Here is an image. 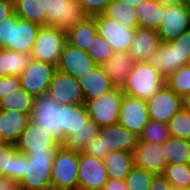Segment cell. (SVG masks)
Here are the masks:
<instances>
[{
  "mask_svg": "<svg viewBox=\"0 0 190 190\" xmlns=\"http://www.w3.org/2000/svg\"><path fill=\"white\" fill-rule=\"evenodd\" d=\"M136 61L129 52H114L102 65L115 86L121 87L128 74L134 68Z\"/></svg>",
  "mask_w": 190,
  "mask_h": 190,
  "instance_id": "cell-24",
  "label": "cell"
},
{
  "mask_svg": "<svg viewBox=\"0 0 190 190\" xmlns=\"http://www.w3.org/2000/svg\"><path fill=\"white\" fill-rule=\"evenodd\" d=\"M181 100H182V109L190 113V93L182 96Z\"/></svg>",
  "mask_w": 190,
  "mask_h": 190,
  "instance_id": "cell-51",
  "label": "cell"
},
{
  "mask_svg": "<svg viewBox=\"0 0 190 190\" xmlns=\"http://www.w3.org/2000/svg\"><path fill=\"white\" fill-rule=\"evenodd\" d=\"M102 190H127L125 179L109 178Z\"/></svg>",
  "mask_w": 190,
  "mask_h": 190,
  "instance_id": "cell-49",
  "label": "cell"
},
{
  "mask_svg": "<svg viewBox=\"0 0 190 190\" xmlns=\"http://www.w3.org/2000/svg\"><path fill=\"white\" fill-rule=\"evenodd\" d=\"M123 96L121 87L115 86L101 97L86 102L85 106L90 120L99 127L118 123Z\"/></svg>",
  "mask_w": 190,
  "mask_h": 190,
  "instance_id": "cell-8",
  "label": "cell"
},
{
  "mask_svg": "<svg viewBox=\"0 0 190 190\" xmlns=\"http://www.w3.org/2000/svg\"><path fill=\"white\" fill-rule=\"evenodd\" d=\"M137 27L157 30L164 17L161 0H145L136 7Z\"/></svg>",
  "mask_w": 190,
  "mask_h": 190,
  "instance_id": "cell-26",
  "label": "cell"
},
{
  "mask_svg": "<svg viewBox=\"0 0 190 190\" xmlns=\"http://www.w3.org/2000/svg\"><path fill=\"white\" fill-rule=\"evenodd\" d=\"M66 42V32L55 26H42L31 52L32 59L57 67Z\"/></svg>",
  "mask_w": 190,
  "mask_h": 190,
  "instance_id": "cell-7",
  "label": "cell"
},
{
  "mask_svg": "<svg viewBox=\"0 0 190 190\" xmlns=\"http://www.w3.org/2000/svg\"><path fill=\"white\" fill-rule=\"evenodd\" d=\"M146 104L149 118L165 124L182 108L181 96L165 84L154 96L146 99Z\"/></svg>",
  "mask_w": 190,
  "mask_h": 190,
  "instance_id": "cell-14",
  "label": "cell"
},
{
  "mask_svg": "<svg viewBox=\"0 0 190 190\" xmlns=\"http://www.w3.org/2000/svg\"><path fill=\"white\" fill-rule=\"evenodd\" d=\"M96 21L97 33L112 47L114 52H129L134 39L135 29H126V26L104 14L93 16Z\"/></svg>",
  "mask_w": 190,
  "mask_h": 190,
  "instance_id": "cell-9",
  "label": "cell"
},
{
  "mask_svg": "<svg viewBox=\"0 0 190 190\" xmlns=\"http://www.w3.org/2000/svg\"><path fill=\"white\" fill-rule=\"evenodd\" d=\"M90 121L85 104L62 105L61 135L63 139L86 126Z\"/></svg>",
  "mask_w": 190,
  "mask_h": 190,
  "instance_id": "cell-25",
  "label": "cell"
},
{
  "mask_svg": "<svg viewBox=\"0 0 190 190\" xmlns=\"http://www.w3.org/2000/svg\"><path fill=\"white\" fill-rule=\"evenodd\" d=\"M21 87L19 76L9 75L0 77V99Z\"/></svg>",
  "mask_w": 190,
  "mask_h": 190,
  "instance_id": "cell-45",
  "label": "cell"
},
{
  "mask_svg": "<svg viewBox=\"0 0 190 190\" xmlns=\"http://www.w3.org/2000/svg\"><path fill=\"white\" fill-rule=\"evenodd\" d=\"M25 164H27V155L17 151L11 157V165L10 171H8V178L19 182L24 175Z\"/></svg>",
  "mask_w": 190,
  "mask_h": 190,
  "instance_id": "cell-43",
  "label": "cell"
},
{
  "mask_svg": "<svg viewBox=\"0 0 190 190\" xmlns=\"http://www.w3.org/2000/svg\"><path fill=\"white\" fill-rule=\"evenodd\" d=\"M40 26L15 14L0 23V45L16 52H32Z\"/></svg>",
  "mask_w": 190,
  "mask_h": 190,
  "instance_id": "cell-1",
  "label": "cell"
},
{
  "mask_svg": "<svg viewBox=\"0 0 190 190\" xmlns=\"http://www.w3.org/2000/svg\"><path fill=\"white\" fill-rule=\"evenodd\" d=\"M149 190H173V186L163 175H154Z\"/></svg>",
  "mask_w": 190,
  "mask_h": 190,
  "instance_id": "cell-47",
  "label": "cell"
},
{
  "mask_svg": "<svg viewBox=\"0 0 190 190\" xmlns=\"http://www.w3.org/2000/svg\"><path fill=\"white\" fill-rule=\"evenodd\" d=\"M169 44L180 53V67L187 65L190 58V29Z\"/></svg>",
  "mask_w": 190,
  "mask_h": 190,
  "instance_id": "cell-41",
  "label": "cell"
},
{
  "mask_svg": "<svg viewBox=\"0 0 190 190\" xmlns=\"http://www.w3.org/2000/svg\"><path fill=\"white\" fill-rule=\"evenodd\" d=\"M18 182L14 179H10L5 175L0 176V190H16L18 189Z\"/></svg>",
  "mask_w": 190,
  "mask_h": 190,
  "instance_id": "cell-50",
  "label": "cell"
},
{
  "mask_svg": "<svg viewBox=\"0 0 190 190\" xmlns=\"http://www.w3.org/2000/svg\"><path fill=\"white\" fill-rule=\"evenodd\" d=\"M14 14L13 0H0V23Z\"/></svg>",
  "mask_w": 190,
  "mask_h": 190,
  "instance_id": "cell-48",
  "label": "cell"
},
{
  "mask_svg": "<svg viewBox=\"0 0 190 190\" xmlns=\"http://www.w3.org/2000/svg\"><path fill=\"white\" fill-rule=\"evenodd\" d=\"M82 152L104 160V145L98 136L91 139Z\"/></svg>",
  "mask_w": 190,
  "mask_h": 190,
  "instance_id": "cell-46",
  "label": "cell"
},
{
  "mask_svg": "<svg viewBox=\"0 0 190 190\" xmlns=\"http://www.w3.org/2000/svg\"><path fill=\"white\" fill-rule=\"evenodd\" d=\"M99 129L100 127L90 120L84 128L67 135L61 146L68 150L83 151L89 141L98 136Z\"/></svg>",
  "mask_w": 190,
  "mask_h": 190,
  "instance_id": "cell-34",
  "label": "cell"
},
{
  "mask_svg": "<svg viewBox=\"0 0 190 190\" xmlns=\"http://www.w3.org/2000/svg\"><path fill=\"white\" fill-rule=\"evenodd\" d=\"M57 67L42 61L32 60L19 75L21 87L34 98L47 94L49 84Z\"/></svg>",
  "mask_w": 190,
  "mask_h": 190,
  "instance_id": "cell-11",
  "label": "cell"
},
{
  "mask_svg": "<svg viewBox=\"0 0 190 190\" xmlns=\"http://www.w3.org/2000/svg\"><path fill=\"white\" fill-rule=\"evenodd\" d=\"M132 154L135 167L144 169L154 175H163L167 163L164 158L162 144L138 140Z\"/></svg>",
  "mask_w": 190,
  "mask_h": 190,
  "instance_id": "cell-17",
  "label": "cell"
},
{
  "mask_svg": "<svg viewBox=\"0 0 190 190\" xmlns=\"http://www.w3.org/2000/svg\"><path fill=\"white\" fill-rule=\"evenodd\" d=\"M164 84L165 78L159 71L147 61H140L135 63L121 90L126 95L146 100L154 96Z\"/></svg>",
  "mask_w": 190,
  "mask_h": 190,
  "instance_id": "cell-3",
  "label": "cell"
},
{
  "mask_svg": "<svg viewBox=\"0 0 190 190\" xmlns=\"http://www.w3.org/2000/svg\"><path fill=\"white\" fill-rule=\"evenodd\" d=\"M108 179L104 160L79 151L78 189L102 190Z\"/></svg>",
  "mask_w": 190,
  "mask_h": 190,
  "instance_id": "cell-12",
  "label": "cell"
},
{
  "mask_svg": "<svg viewBox=\"0 0 190 190\" xmlns=\"http://www.w3.org/2000/svg\"><path fill=\"white\" fill-rule=\"evenodd\" d=\"M31 52H16L4 48L0 55V77L19 76L32 61Z\"/></svg>",
  "mask_w": 190,
  "mask_h": 190,
  "instance_id": "cell-28",
  "label": "cell"
},
{
  "mask_svg": "<svg viewBox=\"0 0 190 190\" xmlns=\"http://www.w3.org/2000/svg\"><path fill=\"white\" fill-rule=\"evenodd\" d=\"M96 66L97 64L86 51H82L66 42L61 52L57 70L78 80Z\"/></svg>",
  "mask_w": 190,
  "mask_h": 190,
  "instance_id": "cell-18",
  "label": "cell"
},
{
  "mask_svg": "<svg viewBox=\"0 0 190 190\" xmlns=\"http://www.w3.org/2000/svg\"><path fill=\"white\" fill-rule=\"evenodd\" d=\"M171 137L190 140V113L180 109L168 122Z\"/></svg>",
  "mask_w": 190,
  "mask_h": 190,
  "instance_id": "cell-38",
  "label": "cell"
},
{
  "mask_svg": "<svg viewBox=\"0 0 190 190\" xmlns=\"http://www.w3.org/2000/svg\"><path fill=\"white\" fill-rule=\"evenodd\" d=\"M30 123V114L0 110V142L15 144Z\"/></svg>",
  "mask_w": 190,
  "mask_h": 190,
  "instance_id": "cell-22",
  "label": "cell"
},
{
  "mask_svg": "<svg viewBox=\"0 0 190 190\" xmlns=\"http://www.w3.org/2000/svg\"><path fill=\"white\" fill-rule=\"evenodd\" d=\"M89 17L103 14L112 0H76Z\"/></svg>",
  "mask_w": 190,
  "mask_h": 190,
  "instance_id": "cell-44",
  "label": "cell"
},
{
  "mask_svg": "<svg viewBox=\"0 0 190 190\" xmlns=\"http://www.w3.org/2000/svg\"><path fill=\"white\" fill-rule=\"evenodd\" d=\"M86 53L97 65L102 66L114 54V51L110 44L97 34L87 47Z\"/></svg>",
  "mask_w": 190,
  "mask_h": 190,
  "instance_id": "cell-39",
  "label": "cell"
},
{
  "mask_svg": "<svg viewBox=\"0 0 190 190\" xmlns=\"http://www.w3.org/2000/svg\"><path fill=\"white\" fill-rule=\"evenodd\" d=\"M163 176L174 187H190V164H167Z\"/></svg>",
  "mask_w": 190,
  "mask_h": 190,
  "instance_id": "cell-35",
  "label": "cell"
},
{
  "mask_svg": "<svg viewBox=\"0 0 190 190\" xmlns=\"http://www.w3.org/2000/svg\"><path fill=\"white\" fill-rule=\"evenodd\" d=\"M165 4L186 5V0H161Z\"/></svg>",
  "mask_w": 190,
  "mask_h": 190,
  "instance_id": "cell-52",
  "label": "cell"
},
{
  "mask_svg": "<svg viewBox=\"0 0 190 190\" xmlns=\"http://www.w3.org/2000/svg\"><path fill=\"white\" fill-rule=\"evenodd\" d=\"M78 83L83 91L84 104L101 97L115 87L103 67L99 65L86 75L81 76Z\"/></svg>",
  "mask_w": 190,
  "mask_h": 190,
  "instance_id": "cell-20",
  "label": "cell"
},
{
  "mask_svg": "<svg viewBox=\"0 0 190 190\" xmlns=\"http://www.w3.org/2000/svg\"><path fill=\"white\" fill-rule=\"evenodd\" d=\"M186 6L190 8V0H186Z\"/></svg>",
  "mask_w": 190,
  "mask_h": 190,
  "instance_id": "cell-55",
  "label": "cell"
},
{
  "mask_svg": "<svg viewBox=\"0 0 190 190\" xmlns=\"http://www.w3.org/2000/svg\"><path fill=\"white\" fill-rule=\"evenodd\" d=\"M149 120L146 100L124 94L118 123L139 137Z\"/></svg>",
  "mask_w": 190,
  "mask_h": 190,
  "instance_id": "cell-15",
  "label": "cell"
},
{
  "mask_svg": "<svg viewBox=\"0 0 190 190\" xmlns=\"http://www.w3.org/2000/svg\"><path fill=\"white\" fill-rule=\"evenodd\" d=\"M147 63L166 79L180 68V53L169 43L161 42L158 50L151 55Z\"/></svg>",
  "mask_w": 190,
  "mask_h": 190,
  "instance_id": "cell-23",
  "label": "cell"
},
{
  "mask_svg": "<svg viewBox=\"0 0 190 190\" xmlns=\"http://www.w3.org/2000/svg\"><path fill=\"white\" fill-rule=\"evenodd\" d=\"M160 45L161 39L157 30L137 27L129 53L136 62L147 61Z\"/></svg>",
  "mask_w": 190,
  "mask_h": 190,
  "instance_id": "cell-21",
  "label": "cell"
},
{
  "mask_svg": "<svg viewBox=\"0 0 190 190\" xmlns=\"http://www.w3.org/2000/svg\"><path fill=\"white\" fill-rule=\"evenodd\" d=\"M162 147L167 164H190V140L170 136Z\"/></svg>",
  "mask_w": 190,
  "mask_h": 190,
  "instance_id": "cell-30",
  "label": "cell"
},
{
  "mask_svg": "<svg viewBox=\"0 0 190 190\" xmlns=\"http://www.w3.org/2000/svg\"><path fill=\"white\" fill-rule=\"evenodd\" d=\"M98 137L104 145V159L112 151L133 153L139 140L135 133L119 123L100 127Z\"/></svg>",
  "mask_w": 190,
  "mask_h": 190,
  "instance_id": "cell-16",
  "label": "cell"
},
{
  "mask_svg": "<svg viewBox=\"0 0 190 190\" xmlns=\"http://www.w3.org/2000/svg\"><path fill=\"white\" fill-rule=\"evenodd\" d=\"M18 152H46L47 148H58L61 143L41 126L29 123L15 143Z\"/></svg>",
  "mask_w": 190,
  "mask_h": 190,
  "instance_id": "cell-19",
  "label": "cell"
},
{
  "mask_svg": "<svg viewBox=\"0 0 190 190\" xmlns=\"http://www.w3.org/2000/svg\"><path fill=\"white\" fill-rule=\"evenodd\" d=\"M173 190H189V189H186V188H180V187H174V186H173Z\"/></svg>",
  "mask_w": 190,
  "mask_h": 190,
  "instance_id": "cell-54",
  "label": "cell"
},
{
  "mask_svg": "<svg viewBox=\"0 0 190 190\" xmlns=\"http://www.w3.org/2000/svg\"><path fill=\"white\" fill-rule=\"evenodd\" d=\"M14 14L23 20L47 26V16L42 14L41 1L39 0H13Z\"/></svg>",
  "mask_w": 190,
  "mask_h": 190,
  "instance_id": "cell-31",
  "label": "cell"
},
{
  "mask_svg": "<svg viewBox=\"0 0 190 190\" xmlns=\"http://www.w3.org/2000/svg\"><path fill=\"white\" fill-rule=\"evenodd\" d=\"M190 29V8L164 3V17L157 29L161 42L169 43Z\"/></svg>",
  "mask_w": 190,
  "mask_h": 190,
  "instance_id": "cell-10",
  "label": "cell"
},
{
  "mask_svg": "<svg viewBox=\"0 0 190 190\" xmlns=\"http://www.w3.org/2000/svg\"><path fill=\"white\" fill-rule=\"evenodd\" d=\"M108 177L125 179L134 167L133 154L125 151H112L104 159Z\"/></svg>",
  "mask_w": 190,
  "mask_h": 190,
  "instance_id": "cell-29",
  "label": "cell"
},
{
  "mask_svg": "<svg viewBox=\"0 0 190 190\" xmlns=\"http://www.w3.org/2000/svg\"><path fill=\"white\" fill-rule=\"evenodd\" d=\"M58 148H47L46 152L27 153L24 175L18 182L23 190H52L51 167Z\"/></svg>",
  "mask_w": 190,
  "mask_h": 190,
  "instance_id": "cell-2",
  "label": "cell"
},
{
  "mask_svg": "<svg viewBox=\"0 0 190 190\" xmlns=\"http://www.w3.org/2000/svg\"><path fill=\"white\" fill-rule=\"evenodd\" d=\"M42 14L47 16V26L67 32L89 16L76 0H39Z\"/></svg>",
  "mask_w": 190,
  "mask_h": 190,
  "instance_id": "cell-4",
  "label": "cell"
},
{
  "mask_svg": "<svg viewBox=\"0 0 190 190\" xmlns=\"http://www.w3.org/2000/svg\"><path fill=\"white\" fill-rule=\"evenodd\" d=\"M3 50H4V47H2V46L0 45V55L2 54Z\"/></svg>",
  "mask_w": 190,
  "mask_h": 190,
  "instance_id": "cell-56",
  "label": "cell"
},
{
  "mask_svg": "<svg viewBox=\"0 0 190 190\" xmlns=\"http://www.w3.org/2000/svg\"><path fill=\"white\" fill-rule=\"evenodd\" d=\"M169 137L168 124L150 119L139 136V140L147 143L163 144Z\"/></svg>",
  "mask_w": 190,
  "mask_h": 190,
  "instance_id": "cell-37",
  "label": "cell"
},
{
  "mask_svg": "<svg viewBox=\"0 0 190 190\" xmlns=\"http://www.w3.org/2000/svg\"><path fill=\"white\" fill-rule=\"evenodd\" d=\"M153 176L154 174L134 166L125 178L127 190H149Z\"/></svg>",
  "mask_w": 190,
  "mask_h": 190,
  "instance_id": "cell-40",
  "label": "cell"
},
{
  "mask_svg": "<svg viewBox=\"0 0 190 190\" xmlns=\"http://www.w3.org/2000/svg\"><path fill=\"white\" fill-rule=\"evenodd\" d=\"M79 151L59 146L51 167L52 190L78 188Z\"/></svg>",
  "mask_w": 190,
  "mask_h": 190,
  "instance_id": "cell-5",
  "label": "cell"
},
{
  "mask_svg": "<svg viewBox=\"0 0 190 190\" xmlns=\"http://www.w3.org/2000/svg\"><path fill=\"white\" fill-rule=\"evenodd\" d=\"M97 34L95 19L88 17L83 23L77 24L66 32V41L68 44L86 51Z\"/></svg>",
  "mask_w": 190,
  "mask_h": 190,
  "instance_id": "cell-27",
  "label": "cell"
},
{
  "mask_svg": "<svg viewBox=\"0 0 190 190\" xmlns=\"http://www.w3.org/2000/svg\"><path fill=\"white\" fill-rule=\"evenodd\" d=\"M165 85L179 96L190 93V66L185 65L165 79Z\"/></svg>",
  "mask_w": 190,
  "mask_h": 190,
  "instance_id": "cell-36",
  "label": "cell"
},
{
  "mask_svg": "<svg viewBox=\"0 0 190 190\" xmlns=\"http://www.w3.org/2000/svg\"><path fill=\"white\" fill-rule=\"evenodd\" d=\"M121 1L136 8L140 3H142L145 0H121Z\"/></svg>",
  "mask_w": 190,
  "mask_h": 190,
  "instance_id": "cell-53",
  "label": "cell"
},
{
  "mask_svg": "<svg viewBox=\"0 0 190 190\" xmlns=\"http://www.w3.org/2000/svg\"><path fill=\"white\" fill-rule=\"evenodd\" d=\"M61 111L62 105L57 103L48 94L36 96L33 110L30 113V122L41 126L47 134H51L60 143L63 141L61 135Z\"/></svg>",
  "mask_w": 190,
  "mask_h": 190,
  "instance_id": "cell-6",
  "label": "cell"
},
{
  "mask_svg": "<svg viewBox=\"0 0 190 190\" xmlns=\"http://www.w3.org/2000/svg\"><path fill=\"white\" fill-rule=\"evenodd\" d=\"M106 17L123 23L126 29L137 28L136 8L121 0H112L106 7L104 13Z\"/></svg>",
  "mask_w": 190,
  "mask_h": 190,
  "instance_id": "cell-32",
  "label": "cell"
},
{
  "mask_svg": "<svg viewBox=\"0 0 190 190\" xmlns=\"http://www.w3.org/2000/svg\"><path fill=\"white\" fill-rule=\"evenodd\" d=\"M17 152L15 144L0 142V176L8 177L11 157Z\"/></svg>",
  "mask_w": 190,
  "mask_h": 190,
  "instance_id": "cell-42",
  "label": "cell"
},
{
  "mask_svg": "<svg viewBox=\"0 0 190 190\" xmlns=\"http://www.w3.org/2000/svg\"><path fill=\"white\" fill-rule=\"evenodd\" d=\"M34 99L24 88L20 87L0 99V110L30 114L33 110Z\"/></svg>",
  "mask_w": 190,
  "mask_h": 190,
  "instance_id": "cell-33",
  "label": "cell"
},
{
  "mask_svg": "<svg viewBox=\"0 0 190 190\" xmlns=\"http://www.w3.org/2000/svg\"><path fill=\"white\" fill-rule=\"evenodd\" d=\"M47 94L60 105L84 104L83 91L78 80L59 70L54 72Z\"/></svg>",
  "mask_w": 190,
  "mask_h": 190,
  "instance_id": "cell-13",
  "label": "cell"
}]
</instances>
